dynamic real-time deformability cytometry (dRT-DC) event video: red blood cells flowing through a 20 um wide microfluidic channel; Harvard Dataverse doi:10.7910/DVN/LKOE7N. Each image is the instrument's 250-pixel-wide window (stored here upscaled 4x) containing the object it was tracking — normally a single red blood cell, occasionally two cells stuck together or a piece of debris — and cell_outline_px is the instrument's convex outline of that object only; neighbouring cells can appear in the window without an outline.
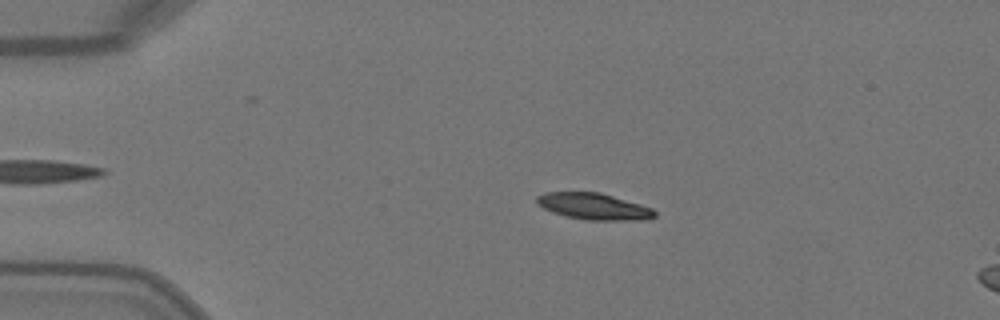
{"species": "Egyptian fruit bat (a non-hibernating species)", "species_latin": "Rousettus aegyptiacus", "temperature_condition": "warm", "stored_images_in_passage": 6, "camera_frame_rate_fps": 3000, "um_per_image_px": 0.085, "animal": {"sex": "female"}, "frame": {"image": 1, "passage_image": 1, "time_ms": 0.0, "image_size_px": [1000, 320], "cell_outline_px": [[656, 216], [640, 220], [588, 220], [564, 216], [552, 212], [544, 208], [536, 200], [536, 196], [544, 192], [600, 192], [640, 204], [652, 208], [656, 212]], "centroid_in_image_um": [50.46, 17.54], "position_along_channel_um": 34.5, "area_um2": 18.09}}